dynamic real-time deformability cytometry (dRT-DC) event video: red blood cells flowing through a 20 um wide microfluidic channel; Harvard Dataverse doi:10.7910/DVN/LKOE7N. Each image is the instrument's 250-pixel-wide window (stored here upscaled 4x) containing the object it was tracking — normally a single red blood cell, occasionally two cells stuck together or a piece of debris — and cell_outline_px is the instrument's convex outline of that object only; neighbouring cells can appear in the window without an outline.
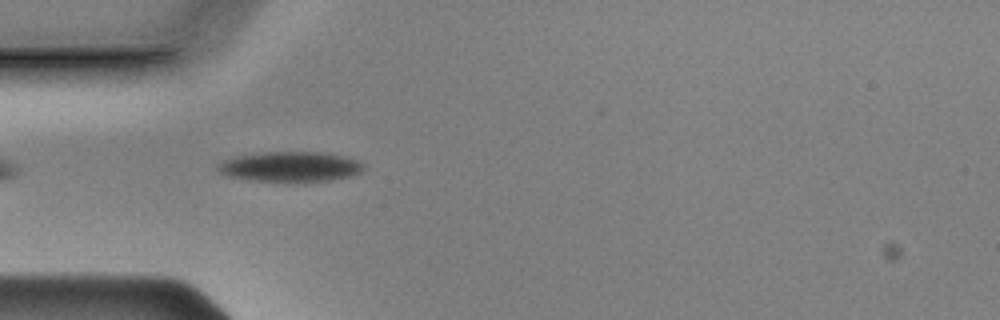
{"species": "Egyptian fruit bat (a non-hibernating species)", "species_latin": "Rousettus aegyptiacus", "temperature_condition": "cold", "stored_images_in_passage": 19, "camera_frame_rate_fps": 3000, "um_per_image_px": 0.085, "animal": {"sex": "male"}, "frame": {"image": 1, "passage_image": 2, "time_ms": 0.333, "image_size_px": [1000, 320], "cell_outline_px": [[364, 172], [352, 176], [332, 180], [252, 180], [228, 176], [220, 172], [216, 168], [216, 164], [232, 156], [260, 152], [320, 152], [344, 156], [356, 160], [364, 164]], "centroid_in_image_um": [24.67, 14.14], "position_along_channel_um": 60.3, "area_um2": 25.37}}
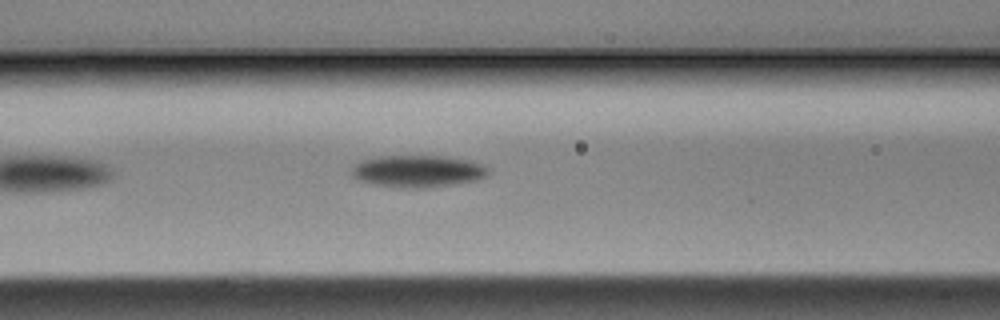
{"frame": {"image": 2, "passage_image": 8, "time_ms": 2.333, "image_size_px": [1000, 320], "cell_outline_px": [[488, 176], [476, 180], [452, 184], [424, 188], [400, 188], [376, 184], [360, 180], [352, 176], [352, 168], [360, 160], [380, 156], [440, 156], [472, 160], [484, 164], [488, 168]], "centroid_in_image_um": [35.54, 14.54], "position_along_channel_um": 131.1, "area_um2": 25.49}}
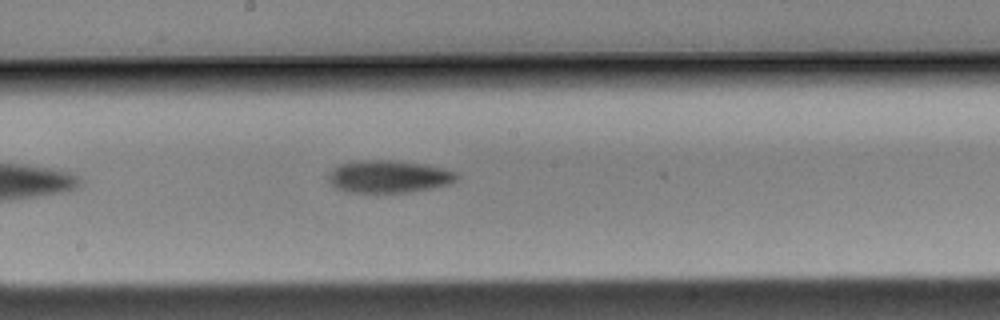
{"frame": {"image": 3, "passage_image": 15, "time_ms": 4.667, "image_size_px": [1000, 320], "cell_outline_px": [[460, 176], [456, 180], [448, 184], [432, 188], [408, 192], [348, 192], [336, 188], [332, 184], [328, 176], [340, 164], [360, 160], [392, 160], [428, 164], [444, 168], [456, 172]], "centroid_in_image_um": [33.1, 15.0], "position_along_channel_um": 215.1, "area_um2": 24.16}}